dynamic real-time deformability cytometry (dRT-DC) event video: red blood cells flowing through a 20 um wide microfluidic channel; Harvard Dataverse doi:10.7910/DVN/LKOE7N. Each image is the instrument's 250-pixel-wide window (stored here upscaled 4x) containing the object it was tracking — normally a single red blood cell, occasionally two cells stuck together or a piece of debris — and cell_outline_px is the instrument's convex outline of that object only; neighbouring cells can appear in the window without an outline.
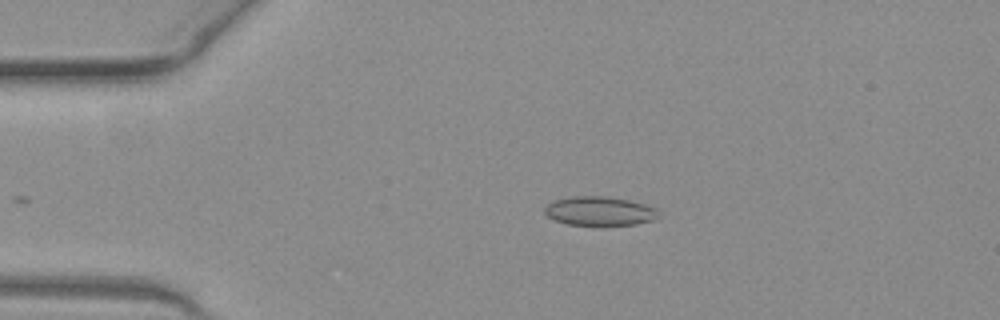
{"species": "common noctule bat (a hibernating species)", "species_latin": "Nyctalus noctula", "temperature_condition": "warm", "stored_images_in_passage": 30, "camera_frame_rate_fps": 3000, "um_per_image_px": 0.085, "animal": {"sex": "female", "body_mass_g": 19.3, "forearm_length_mm": 54.1}, "frame": {"image": 1, "passage_image": 1, "time_ms": 0.0, "image_size_px": [1000, 320], "cell_outline_px": [[656, 216], [652, 220], [636, 224], [604, 228], [568, 224], [556, 220], [548, 216], [544, 212], [544, 208], [552, 200], [572, 196], [608, 196], [628, 200], [644, 204], [656, 208]], "centroid_in_image_um": [50.93, 17.97], "position_along_channel_um": 34.1, "area_um2": 19.83}}
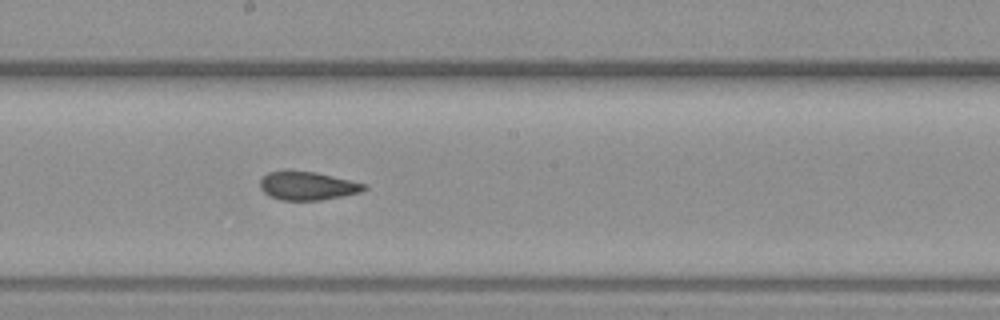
{"frame": {"image": 2, "passage_image": 18, "time_ms": 5.667, "image_size_px": [1000, 320], "cell_outline_px": [[368, 188], [360, 192], [320, 200], [280, 200], [264, 192], [260, 188], [260, 180], [268, 172], [288, 168], [316, 172], [368, 184]], "centroid_in_image_um": [26.12, 15.75], "position_along_channel_um": 222.1, "area_um2": 17.57}}
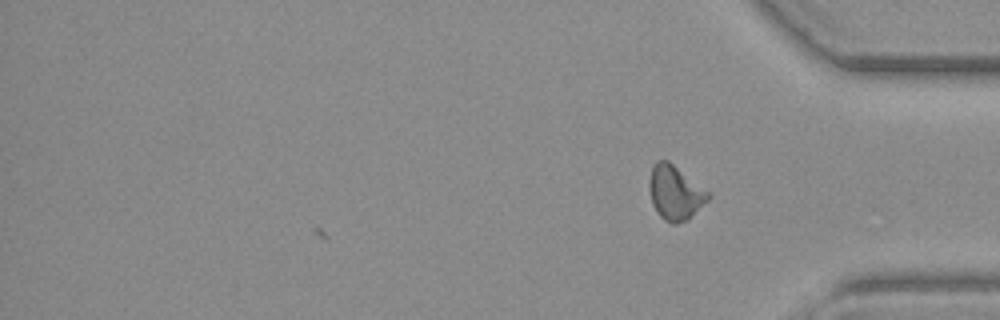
{"frame": {"image": 3, "passage_image": 30, "time_ms": 9.667, "image_size_px": [1000, 320], "cell_outline_px": [[712, 196], [688, 220], [676, 224], [672, 224], [664, 220], [656, 212], [652, 204], [648, 184], [648, 180], [652, 168], [656, 160], [668, 160], [712, 192]], "centroid_in_image_um": [57.41, 16.38], "position_along_channel_um": 377.8, "area_um2": 19.13}, "authors_computed_cell_mechanics": {"area_um2": 17.8891, "velocity_mm_per_s": 4.0684, "shape_relaxation_time_tau1_ms": null, "shape_relaxation_time_tau2_ms": 1.6309, "deformation_change_tau1": null, "deformation_change_tau2": 0.0853}}